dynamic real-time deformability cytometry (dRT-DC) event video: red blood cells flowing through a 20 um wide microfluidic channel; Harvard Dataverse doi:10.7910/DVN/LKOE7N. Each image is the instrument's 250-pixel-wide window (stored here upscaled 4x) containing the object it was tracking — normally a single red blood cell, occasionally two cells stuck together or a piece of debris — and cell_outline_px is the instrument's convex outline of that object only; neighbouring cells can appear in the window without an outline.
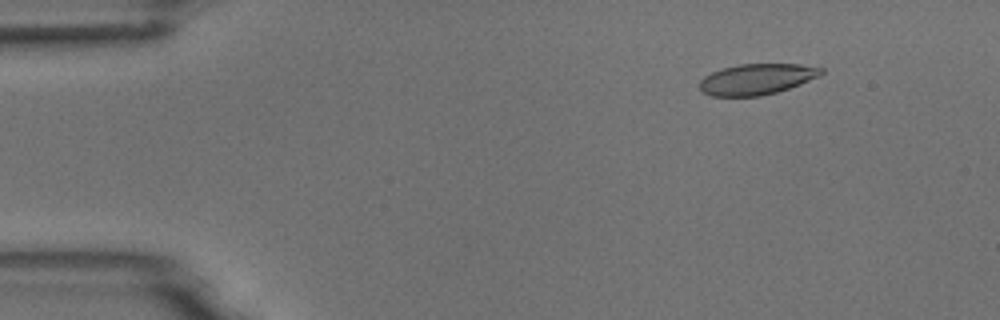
{"species": "common noctule bat (a hibernating species)", "species_latin": "Nyctalus noctula", "temperature_condition": "room temperature", "stored_images_in_passage": 5, "camera_frame_rate_fps": 3000, "um_per_image_px": 0.085, "animal": {"sex": "male", "body_mass_g": 18.8}, "frame": {"image": 1, "passage_image": 1, "time_ms": 0.0, "image_size_px": [1000, 320], "cell_outline_px": [[824, 72], [820, 76], [800, 84], [776, 92], [760, 96], [712, 96], [700, 92], [700, 80], [704, 76], [720, 68], [740, 64], [800, 64], [824, 68]], "centroid_in_image_um": [64.31, 6.72], "position_along_channel_um": 20.7, "area_um2": 21.96}}
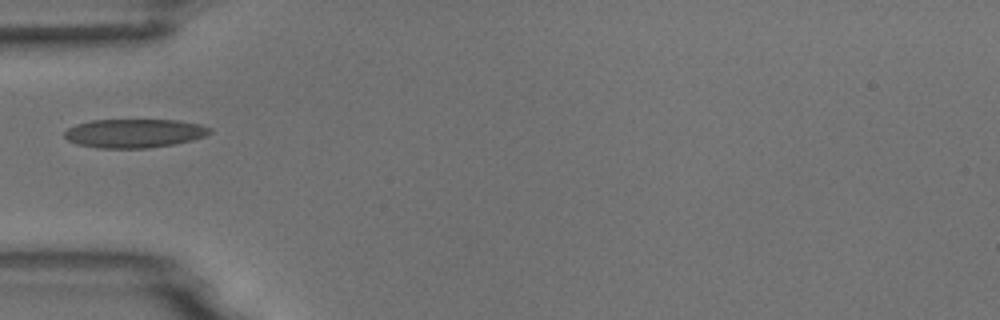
{"frame": {"image": 2, "passage_image": 4, "time_ms": 3.667, "image_size_px": [1000, 320], "cell_outline_px": [[212, 132], [204, 136], [192, 140], [176, 144], [148, 148], [96, 148], [76, 144], [68, 140], [64, 136], [64, 132], [68, 128], [76, 124], [92, 120], [180, 120], [200, 124], [212, 128]], "centroid_in_image_um": [11.43, 11.33], "position_along_channel_um": 73.6, "area_um2": 24.57}}